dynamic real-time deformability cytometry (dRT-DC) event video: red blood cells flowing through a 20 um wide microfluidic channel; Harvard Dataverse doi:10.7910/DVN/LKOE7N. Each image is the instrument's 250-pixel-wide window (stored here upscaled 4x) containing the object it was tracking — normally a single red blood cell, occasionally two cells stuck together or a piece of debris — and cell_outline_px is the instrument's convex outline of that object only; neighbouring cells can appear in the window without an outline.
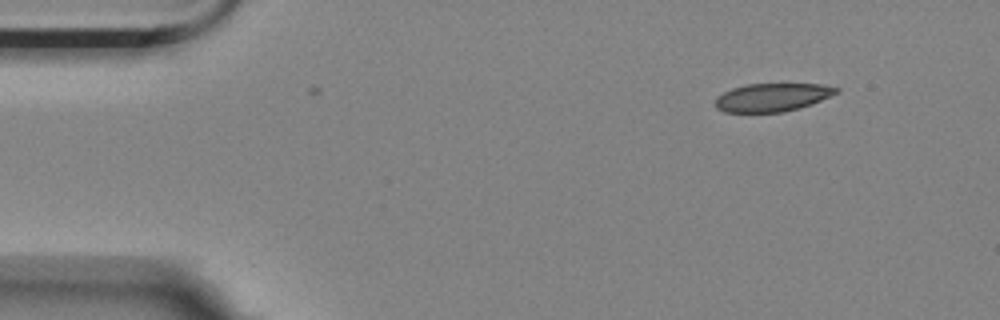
{"species": "Egyptian fruit bat (a non-hibernating species)", "species_latin": "Rousettus aegyptiacus", "temperature_condition": "room temperature", "stored_images_in_passage": 3, "camera_frame_rate_fps": 3000, "um_per_image_px": 0.085, "animal": {"sex": "female"}, "frame": {"image": 1, "passage_image": 1, "time_ms": 0.0, "image_size_px": [1000, 320], "cell_outline_px": [[840, 92], [812, 104], [800, 108], [784, 112], [724, 112], [716, 108], [716, 96], [732, 88], [748, 84], [824, 84], [840, 88]], "centroid_in_image_um": [65.68, 8.27], "position_along_channel_um": 19.3, "area_um2": 20.0}}
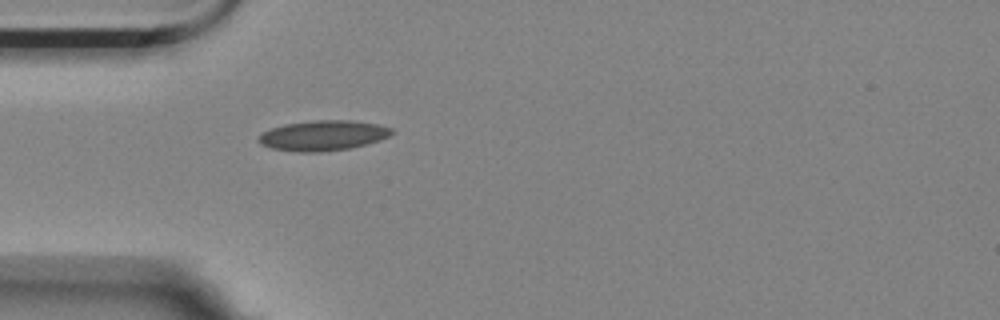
{"frame": {"image": 2, "passage_image": 3, "time_ms": 0.667, "image_size_px": [1000, 320], "cell_outline_px": [[396, 132], [380, 140], [348, 148], [320, 152], [300, 152], [272, 148], [260, 144], [256, 140], [264, 132], [272, 128], [284, 124], [312, 120], [352, 120], [380, 124], [392, 128]], "centroid_in_image_um": [27.48, 11.5], "position_along_channel_um": 57.5, "area_um2": 23.41}}